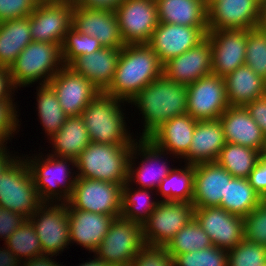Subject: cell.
Masks as SVG:
<instances>
[{
  "mask_svg": "<svg viewBox=\"0 0 266 266\" xmlns=\"http://www.w3.org/2000/svg\"><path fill=\"white\" fill-rule=\"evenodd\" d=\"M162 75L163 64L148 44H126L121 48L113 81L104 93L129 103Z\"/></svg>",
  "mask_w": 266,
  "mask_h": 266,
  "instance_id": "1",
  "label": "cell"
},
{
  "mask_svg": "<svg viewBox=\"0 0 266 266\" xmlns=\"http://www.w3.org/2000/svg\"><path fill=\"white\" fill-rule=\"evenodd\" d=\"M129 103L142 111L145 125L141 139H148L169 119L187 113L186 86L162 75L146 85Z\"/></svg>",
  "mask_w": 266,
  "mask_h": 266,
  "instance_id": "2",
  "label": "cell"
},
{
  "mask_svg": "<svg viewBox=\"0 0 266 266\" xmlns=\"http://www.w3.org/2000/svg\"><path fill=\"white\" fill-rule=\"evenodd\" d=\"M124 100L100 92L82 111L81 117L92 143L134 145L126 129L120 103Z\"/></svg>",
  "mask_w": 266,
  "mask_h": 266,
  "instance_id": "3",
  "label": "cell"
},
{
  "mask_svg": "<svg viewBox=\"0 0 266 266\" xmlns=\"http://www.w3.org/2000/svg\"><path fill=\"white\" fill-rule=\"evenodd\" d=\"M132 147L90 142L75 159V176L124 185L128 181Z\"/></svg>",
  "mask_w": 266,
  "mask_h": 266,
  "instance_id": "4",
  "label": "cell"
},
{
  "mask_svg": "<svg viewBox=\"0 0 266 266\" xmlns=\"http://www.w3.org/2000/svg\"><path fill=\"white\" fill-rule=\"evenodd\" d=\"M63 66L59 44L32 41L18 55L9 71L17 89L18 86L26 87L42 78L40 85L48 84Z\"/></svg>",
  "mask_w": 266,
  "mask_h": 266,
  "instance_id": "5",
  "label": "cell"
},
{
  "mask_svg": "<svg viewBox=\"0 0 266 266\" xmlns=\"http://www.w3.org/2000/svg\"><path fill=\"white\" fill-rule=\"evenodd\" d=\"M37 157L38 156H35V159L32 157H26L25 161L32 174L40 200L43 203L48 202V204L51 202L54 203L55 199H57L58 203L61 200H63L61 203H67L69 201V196L73 192V187L77 178L76 176H71L72 172L69 167L71 164L72 167H75V159L56 157L50 154L49 156H46L48 158L45 159L42 158V156ZM68 162L70 164H68Z\"/></svg>",
  "mask_w": 266,
  "mask_h": 266,
  "instance_id": "6",
  "label": "cell"
},
{
  "mask_svg": "<svg viewBox=\"0 0 266 266\" xmlns=\"http://www.w3.org/2000/svg\"><path fill=\"white\" fill-rule=\"evenodd\" d=\"M17 158L0 175V206L29 219L43 202L25 158Z\"/></svg>",
  "mask_w": 266,
  "mask_h": 266,
  "instance_id": "7",
  "label": "cell"
},
{
  "mask_svg": "<svg viewBox=\"0 0 266 266\" xmlns=\"http://www.w3.org/2000/svg\"><path fill=\"white\" fill-rule=\"evenodd\" d=\"M145 245L143 225L120 216L114 219L94 253L109 266H131Z\"/></svg>",
  "mask_w": 266,
  "mask_h": 266,
  "instance_id": "8",
  "label": "cell"
},
{
  "mask_svg": "<svg viewBox=\"0 0 266 266\" xmlns=\"http://www.w3.org/2000/svg\"><path fill=\"white\" fill-rule=\"evenodd\" d=\"M122 186L118 183L77 177L67 203L74 209L117 218L122 214Z\"/></svg>",
  "mask_w": 266,
  "mask_h": 266,
  "instance_id": "9",
  "label": "cell"
},
{
  "mask_svg": "<svg viewBox=\"0 0 266 266\" xmlns=\"http://www.w3.org/2000/svg\"><path fill=\"white\" fill-rule=\"evenodd\" d=\"M194 218V205L189 202L159 201L143 225L146 245L166 246Z\"/></svg>",
  "mask_w": 266,
  "mask_h": 266,
  "instance_id": "10",
  "label": "cell"
},
{
  "mask_svg": "<svg viewBox=\"0 0 266 266\" xmlns=\"http://www.w3.org/2000/svg\"><path fill=\"white\" fill-rule=\"evenodd\" d=\"M73 0H41L28 16L33 41L62 45L72 27Z\"/></svg>",
  "mask_w": 266,
  "mask_h": 266,
  "instance_id": "11",
  "label": "cell"
},
{
  "mask_svg": "<svg viewBox=\"0 0 266 266\" xmlns=\"http://www.w3.org/2000/svg\"><path fill=\"white\" fill-rule=\"evenodd\" d=\"M56 203H49L50 207L48 203H43L28 219L42 244L44 255L59 254L70 244L67 206L65 203Z\"/></svg>",
  "mask_w": 266,
  "mask_h": 266,
  "instance_id": "12",
  "label": "cell"
},
{
  "mask_svg": "<svg viewBox=\"0 0 266 266\" xmlns=\"http://www.w3.org/2000/svg\"><path fill=\"white\" fill-rule=\"evenodd\" d=\"M187 90V113L197 120L218 119L230 106L223 77L216 74L204 76Z\"/></svg>",
  "mask_w": 266,
  "mask_h": 266,
  "instance_id": "13",
  "label": "cell"
},
{
  "mask_svg": "<svg viewBox=\"0 0 266 266\" xmlns=\"http://www.w3.org/2000/svg\"><path fill=\"white\" fill-rule=\"evenodd\" d=\"M115 13L124 44H147L159 20L155 0H125Z\"/></svg>",
  "mask_w": 266,
  "mask_h": 266,
  "instance_id": "14",
  "label": "cell"
},
{
  "mask_svg": "<svg viewBox=\"0 0 266 266\" xmlns=\"http://www.w3.org/2000/svg\"><path fill=\"white\" fill-rule=\"evenodd\" d=\"M261 14V0H219L207 9L208 30L256 29Z\"/></svg>",
  "mask_w": 266,
  "mask_h": 266,
  "instance_id": "15",
  "label": "cell"
},
{
  "mask_svg": "<svg viewBox=\"0 0 266 266\" xmlns=\"http://www.w3.org/2000/svg\"><path fill=\"white\" fill-rule=\"evenodd\" d=\"M194 219L218 248L229 251L244 239V217L219 206L194 207Z\"/></svg>",
  "mask_w": 266,
  "mask_h": 266,
  "instance_id": "16",
  "label": "cell"
},
{
  "mask_svg": "<svg viewBox=\"0 0 266 266\" xmlns=\"http://www.w3.org/2000/svg\"><path fill=\"white\" fill-rule=\"evenodd\" d=\"M207 32L208 27L159 22L147 44L164 64L196 46L206 37Z\"/></svg>",
  "mask_w": 266,
  "mask_h": 266,
  "instance_id": "17",
  "label": "cell"
},
{
  "mask_svg": "<svg viewBox=\"0 0 266 266\" xmlns=\"http://www.w3.org/2000/svg\"><path fill=\"white\" fill-rule=\"evenodd\" d=\"M68 116H79L101 92L91 81L63 66L48 83Z\"/></svg>",
  "mask_w": 266,
  "mask_h": 266,
  "instance_id": "18",
  "label": "cell"
},
{
  "mask_svg": "<svg viewBox=\"0 0 266 266\" xmlns=\"http://www.w3.org/2000/svg\"><path fill=\"white\" fill-rule=\"evenodd\" d=\"M212 49V73L225 78L245 64L247 30H208Z\"/></svg>",
  "mask_w": 266,
  "mask_h": 266,
  "instance_id": "19",
  "label": "cell"
},
{
  "mask_svg": "<svg viewBox=\"0 0 266 266\" xmlns=\"http://www.w3.org/2000/svg\"><path fill=\"white\" fill-rule=\"evenodd\" d=\"M211 73L212 49L207 36L193 48L163 64V75L186 87Z\"/></svg>",
  "mask_w": 266,
  "mask_h": 266,
  "instance_id": "20",
  "label": "cell"
},
{
  "mask_svg": "<svg viewBox=\"0 0 266 266\" xmlns=\"http://www.w3.org/2000/svg\"><path fill=\"white\" fill-rule=\"evenodd\" d=\"M72 27L97 38L104 48L125 46L115 11L81 8L73 3Z\"/></svg>",
  "mask_w": 266,
  "mask_h": 266,
  "instance_id": "21",
  "label": "cell"
},
{
  "mask_svg": "<svg viewBox=\"0 0 266 266\" xmlns=\"http://www.w3.org/2000/svg\"><path fill=\"white\" fill-rule=\"evenodd\" d=\"M234 177L216 161L194 165V207L220 206L226 197L227 183Z\"/></svg>",
  "mask_w": 266,
  "mask_h": 266,
  "instance_id": "22",
  "label": "cell"
},
{
  "mask_svg": "<svg viewBox=\"0 0 266 266\" xmlns=\"http://www.w3.org/2000/svg\"><path fill=\"white\" fill-rule=\"evenodd\" d=\"M137 152L138 155L140 156L142 155V162L141 165L139 164V166L136 167L135 170L134 169L135 166H133V164H135L134 159L137 158L135 157L137 156L136 155ZM164 154H165L164 151L157 148L148 139L140 138L139 142L137 141L136 143L134 142L129 160L128 182L133 181L138 183V185H141L139 186V188L152 189V190L158 188L162 180L173 169L166 165L167 162L161 160L162 158L164 159V157H162V155L164 156ZM155 165L156 166L158 165L159 167H155Z\"/></svg>",
  "mask_w": 266,
  "mask_h": 266,
  "instance_id": "23",
  "label": "cell"
},
{
  "mask_svg": "<svg viewBox=\"0 0 266 266\" xmlns=\"http://www.w3.org/2000/svg\"><path fill=\"white\" fill-rule=\"evenodd\" d=\"M65 205L68 210L70 243L76 242L90 252H95L116 217L74 209L68 203Z\"/></svg>",
  "mask_w": 266,
  "mask_h": 266,
  "instance_id": "24",
  "label": "cell"
},
{
  "mask_svg": "<svg viewBox=\"0 0 266 266\" xmlns=\"http://www.w3.org/2000/svg\"><path fill=\"white\" fill-rule=\"evenodd\" d=\"M226 143L219 118L198 120L190 148L182 158L189 165L216 161Z\"/></svg>",
  "mask_w": 266,
  "mask_h": 266,
  "instance_id": "25",
  "label": "cell"
},
{
  "mask_svg": "<svg viewBox=\"0 0 266 266\" xmlns=\"http://www.w3.org/2000/svg\"><path fill=\"white\" fill-rule=\"evenodd\" d=\"M121 48H102L79 56L68 67L91 81L101 92L112 83Z\"/></svg>",
  "mask_w": 266,
  "mask_h": 266,
  "instance_id": "26",
  "label": "cell"
},
{
  "mask_svg": "<svg viewBox=\"0 0 266 266\" xmlns=\"http://www.w3.org/2000/svg\"><path fill=\"white\" fill-rule=\"evenodd\" d=\"M219 119L227 143L261 150L265 137L245 107L229 106Z\"/></svg>",
  "mask_w": 266,
  "mask_h": 266,
  "instance_id": "27",
  "label": "cell"
},
{
  "mask_svg": "<svg viewBox=\"0 0 266 266\" xmlns=\"http://www.w3.org/2000/svg\"><path fill=\"white\" fill-rule=\"evenodd\" d=\"M197 121L188 113L175 116L160 126L148 140L167 155L170 153L182 158L190 148Z\"/></svg>",
  "mask_w": 266,
  "mask_h": 266,
  "instance_id": "28",
  "label": "cell"
},
{
  "mask_svg": "<svg viewBox=\"0 0 266 266\" xmlns=\"http://www.w3.org/2000/svg\"><path fill=\"white\" fill-rule=\"evenodd\" d=\"M224 80L230 106L244 107L253 100L266 95V80L246 64L239 66Z\"/></svg>",
  "mask_w": 266,
  "mask_h": 266,
  "instance_id": "29",
  "label": "cell"
},
{
  "mask_svg": "<svg viewBox=\"0 0 266 266\" xmlns=\"http://www.w3.org/2000/svg\"><path fill=\"white\" fill-rule=\"evenodd\" d=\"M161 23L208 27L203 0H155Z\"/></svg>",
  "mask_w": 266,
  "mask_h": 266,
  "instance_id": "30",
  "label": "cell"
},
{
  "mask_svg": "<svg viewBox=\"0 0 266 266\" xmlns=\"http://www.w3.org/2000/svg\"><path fill=\"white\" fill-rule=\"evenodd\" d=\"M29 17L0 23V67L10 68L22 50L31 43Z\"/></svg>",
  "mask_w": 266,
  "mask_h": 266,
  "instance_id": "31",
  "label": "cell"
},
{
  "mask_svg": "<svg viewBox=\"0 0 266 266\" xmlns=\"http://www.w3.org/2000/svg\"><path fill=\"white\" fill-rule=\"evenodd\" d=\"M49 138L55 149L50 155L72 159H76L91 142L81 115L68 116L61 129Z\"/></svg>",
  "mask_w": 266,
  "mask_h": 266,
  "instance_id": "32",
  "label": "cell"
},
{
  "mask_svg": "<svg viewBox=\"0 0 266 266\" xmlns=\"http://www.w3.org/2000/svg\"><path fill=\"white\" fill-rule=\"evenodd\" d=\"M261 196L253 189L247 178L234 177L227 183L226 197L219 207L240 217L247 216L260 206Z\"/></svg>",
  "mask_w": 266,
  "mask_h": 266,
  "instance_id": "33",
  "label": "cell"
},
{
  "mask_svg": "<svg viewBox=\"0 0 266 266\" xmlns=\"http://www.w3.org/2000/svg\"><path fill=\"white\" fill-rule=\"evenodd\" d=\"M260 159V151L239 144L226 143L216 162L233 177L248 178Z\"/></svg>",
  "mask_w": 266,
  "mask_h": 266,
  "instance_id": "34",
  "label": "cell"
},
{
  "mask_svg": "<svg viewBox=\"0 0 266 266\" xmlns=\"http://www.w3.org/2000/svg\"><path fill=\"white\" fill-rule=\"evenodd\" d=\"M183 169L173 168L157 188L160 201L189 202L193 200L194 165L185 164Z\"/></svg>",
  "mask_w": 266,
  "mask_h": 266,
  "instance_id": "35",
  "label": "cell"
},
{
  "mask_svg": "<svg viewBox=\"0 0 266 266\" xmlns=\"http://www.w3.org/2000/svg\"><path fill=\"white\" fill-rule=\"evenodd\" d=\"M38 90V116L45 132L51 137L61 129L68 115L61 108L57 95L49 84H41Z\"/></svg>",
  "mask_w": 266,
  "mask_h": 266,
  "instance_id": "36",
  "label": "cell"
},
{
  "mask_svg": "<svg viewBox=\"0 0 266 266\" xmlns=\"http://www.w3.org/2000/svg\"><path fill=\"white\" fill-rule=\"evenodd\" d=\"M130 184L132 183L127 181L122 186L121 216L124 219L143 224L155 210L159 201L151 200L149 191L151 189L138 188L137 190H133Z\"/></svg>",
  "mask_w": 266,
  "mask_h": 266,
  "instance_id": "37",
  "label": "cell"
},
{
  "mask_svg": "<svg viewBox=\"0 0 266 266\" xmlns=\"http://www.w3.org/2000/svg\"><path fill=\"white\" fill-rule=\"evenodd\" d=\"M212 245L207 233L193 218L186 226L177 232L165 248L172 258H174L176 255L206 249Z\"/></svg>",
  "mask_w": 266,
  "mask_h": 266,
  "instance_id": "38",
  "label": "cell"
},
{
  "mask_svg": "<svg viewBox=\"0 0 266 266\" xmlns=\"http://www.w3.org/2000/svg\"><path fill=\"white\" fill-rule=\"evenodd\" d=\"M5 244L19 260L21 259V262L44 255L42 244L29 220L17 228Z\"/></svg>",
  "mask_w": 266,
  "mask_h": 266,
  "instance_id": "39",
  "label": "cell"
},
{
  "mask_svg": "<svg viewBox=\"0 0 266 266\" xmlns=\"http://www.w3.org/2000/svg\"><path fill=\"white\" fill-rule=\"evenodd\" d=\"M97 38L80 33L71 27L65 35L61 45V55L64 66H68L74 59L79 56L89 55L102 49Z\"/></svg>",
  "mask_w": 266,
  "mask_h": 266,
  "instance_id": "40",
  "label": "cell"
},
{
  "mask_svg": "<svg viewBox=\"0 0 266 266\" xmlns=\"http://www.w3.org/2000/svg\"><path fill=\"white\" fill-rule=\"evenodd\" d=\"M245 64L266 80V30H247Z\"/></svg>",
  "mask_w": 266,
  "mask_h": 266,
  "instance_id": "41",
  "label": "cell"
},
{
  "mask_svg": "<svg viewBox=\"0 0 266 266\" xmlns=\"http://www.w3.org/2000/svg\"><path fill=\"white\" fill-rule=\"evenodd\" d=\"M173 266H228V253L212 245L206 249L176 255Z\"/></svg>",
  "mask_w": 266,
  "mask_h": 266,
  "instance_id": "42",
  "label": "cell"
},
{
  "mask_svg": "<svg viewBox=\"0 0 266 266\" xmlns=\"http://www.w3.org/2000/svg\"><path fill=\"white\" fill-rule=\"evenodd\" d=\"M228 266H266V247L243 239L227 251Z\"/></svg>",
  "mask_w": 266,
  "mask_h": 266,
  "instance_id": "43",
  "label": "cell"
},
{
  "mask_svg": "<svg viewBox=\"0 0 266 266\" xmlns=\"http://www.w3.org/2000/svg\"><path fill=\"white\" fill-rule=\"evenodd\" d=\"M244 239L266 247V210L261 206L244 217Z\"/></svg>",
  "mask_w": 266,
  "mask_h": 266,
  "instance_id": "44",
  "label": "cell"
},
{
  "mask_svg": "<svg viewBox=\"0 0 266 266\" xmlns=\"http://www.w3.org/2000/svg\"><path fill=\"white\" fill-rule=\"evenodd\" d=\"M131 266H173V258L165 246L145 245Z\"/></svg>",
  "mask_w": 266,
  "mask_h": 266,
  "instance_id": "45",
  "label": "cell"
},
{
  "mask_svg": "<svg viewBox=\"0 0 266 266\" xmlns=\"http://www.w3.org/2000/svg\"><path fill=\"white\" fill-rule=\"evenodd\" d=\"M41 0H0V23L28 17Z\"/></svg>",
  "mask_w": 266,
  "mask_h": 266,
  "instance_id": "46",
  "label": "cell"
},
{
  "mask_svg": "<svg viewBox=\"0 0 266 266\" xmlns=\"http://www.w3.org/2000/svg\"><path fill=\"white\" fill-rule=\"evenodd\" d=\"M13 101H0V137L6 142L17 130L18 115Z\"/></svg>",
  "mask_w": 266,
  "mask_h": 266,
  "instance_id": "47",
  "label": "cell"
},
{
  "mask_svg": "<svg viewBox=\"0 0 266 266\" xmlns=\"http://www.w3.org/2000/svg\"><path fill=\"white\" fill-rule=\"evenodd\" d=\"M27 220L25 216L0 206V238L6 241Z\"/></svg>",
  "mask_w": 266,
  "mask_h": 266,
  "instance_id": "48",
  "label": "cell"
},
{
  "mask_svg": "<svg viewBox=\"0 0 266 266\" xmlns=\"http://www.w3.org/2000/svg\"><path fill=\"white\" fill-rule=\"evenodd\" d=\"M249 115L259 125L263 136L266 138V95L244 106Z\"/></svg>",
  "mask_w": 266,
  "mask_h": 266,
  "instance_id": "49",
  "label": "cell"
},
{
  "mask_svg": "<svg viewBox=\"0 0 266 266\" xmlns=\"http://www.w3.org/2000/svg\"><path fill=\"white\" fill-rule=\"evenodd\" d=\"M253 189L262 196L266 193V160L259 159L257 165L248 176Z\"/></svg>",
  "mask_w": 266,
  "mask_h": 266,
  "instance_id": "50",
  "label": "cell"
},
{
  "mask_svg": "<svg viewBox=\"0 0 266 266\" xmlns=\"http://www.w3.org/2000/svg\"><path fill=\"white\" fill-rule=\"evenodd\" d=\"M125 0H73L75 6L88 9L115 11Z\"/></svg>",
  "mask_w": 266,
  "mask_h": 266,
  "instance_id": "51",
  "label": "cell"
},
{
  "mask_svg": "<svg viewBox=\"0 0 266 266\" xmlns=\"http://www.w3.org/2000/svg\"><path fill=\"white\" fill-rule=\"evenodd\" d=\"M16 88L11 80L9 68L0 67V101H13L12 97ZM12 95V96H11Z\"/></svg>",
  "mask_w": 266,
  "mask_h": 266,
  "instance_id": "52",
  "label": "cell"
},
{
  "mask_svg": "<svg viewBox=\"0 0 266 266\" xmlns=\"http://www.w3.org/2000/svg\"><path fill=\"white\" fill-rule=\"evenodd\" d=\"M6 248V249H5ZM0 250V266H21V260L15 256L7 246Z\"/></svg>",
  "mask_w": 266,
  "mask_h": 266,
  "instance_id": "53",
  "label": "cell"
},
{
  "mask_svg": "<svg viewBox=\"0 0 266 266\" xmlns=\"http://www.w3.org/2000/svg\"><path fill=\"white\" fill-rule=\"evenodd\" d=\"M51 257L52 255L50 257L49 255L36 257L29 261L22 262L23 264H21V266H60V264L56 263Z\"/></svg>",
  "mask_w": 266,
  "mask_h": 266,
  "instance_id": "54",
  "label": "cell"
},
{
  "mask_svg": "<svg viewBox=\"0 0 266 266\" xmlns=\"http://www.w3.org/2000/svg\"><path fill=\"white\" fill-rule=\"evenodd\" d=\"M0 145V175L4 172V170L16 159V156H11L6 151V146Z\"/></svg>",
  "mask_w": 266,
  "mask_h": 266,
  "instance_id": "55",
  "label": "cell"
},
{
  "mask_svg": "<svg viewBox=\"0 0 266 266\" xmlns=\"http://www.w3.org/2000/svg\"><path fill=\"white\" fill-rule=\"evenodd\" d=\"M78 266V265H77ZM79 266H109L105 261L99 259L97 256L93 260L82 263Z\"/></svg>",
  "mask_w": 266,
  "mask_h": 266,
  "instance_id": "56",
  "label": "cell"
},
{
  "mask_svg": "<svg viewBox=\"0 0 266 266\" xmlns=\"http://www.w3.org/2000/svg\"><path fill=\"white\" fill-rule=\"evenodd\" d=\"M260 27L266 30V0L262 2V14Z\"/></svg>",
  "mask_w": 266,
  "mask_h": 266,
  "instance_id": "57",
  "label": "cell"
},
{
  "mask_svg": "<svg viewBox=\"0 0 266 266\" xmlns=\"http://www.w3.org/2000/svg\"><path fill=\"white\" fill-rule=\"evenodd\" d=\"M260 159L266 160V138L263 142L262 148L260 150Z\"/></svg>",
  "mask_w": 266,
  "mask_h": 266,
  "instance_id": "58",
  "label": "cell"
},
{
  "mask_svg": "<svg viewBox=\"0 0 266 266\" xmlns=\"http://www.w3.org/2000/svg\"><path fill=\"white\" fill-rule=\"evenodd\" d=\"M260 206L266 210V193L261 196Z\"/></svg>",
  "mask_w": 266,
  "mask_h": 266,
  "instance_id": "59",
  "label": "cell"
},
{
  "mask_svg": "<svg viewBox=\"0 0 266 266\" xmlns=\"http://www.w3.org/2000/svg\"><path fill=\"white\" fill-rule=\"evenodd\" d=\"M217 1L219 0H203L206 9H208L214 2H217Z\"/></svg>",
  "mask_w": 266,
  "mask_h": 266,
  "instance_id": "60",
  "label": "cell"
},
{
  "mask_svg": "<svg viewBox=\"0 0 266 266\" xmlns=\"http://www.w3.org/2000/svg\"><path fill=\"white\" fill-rule=\"evenodd\" d=\"M5 141L0 137V145H3Z\"/></svg>",
  "mask_w": 266,
  "mask_h": 266,
  "instance_id": "61",
  "label": "cell"
}]
</instances>
